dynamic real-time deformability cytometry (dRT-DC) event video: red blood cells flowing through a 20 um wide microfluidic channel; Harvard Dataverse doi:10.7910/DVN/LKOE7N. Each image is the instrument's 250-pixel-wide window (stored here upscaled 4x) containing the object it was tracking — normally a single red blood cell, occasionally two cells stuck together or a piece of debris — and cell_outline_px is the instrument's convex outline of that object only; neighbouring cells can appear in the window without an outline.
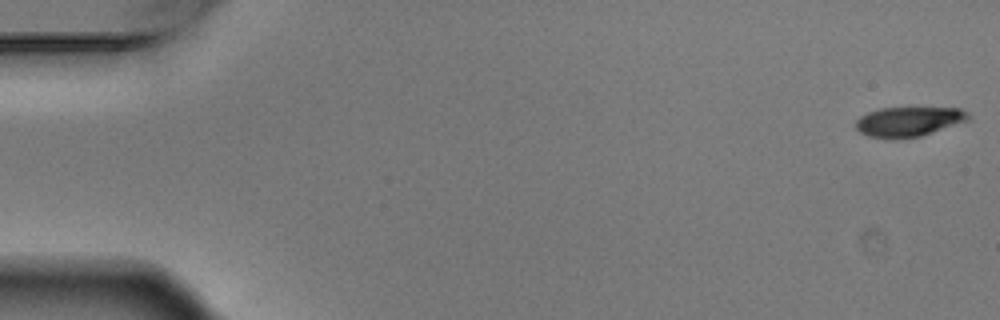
{"species": "Egyptian fruit bat (a non-hibernating species)", "species_latin": "Rousettus aegyptiacus", "temperature_condition": "warm", "stored_images_in_passage": 4, "camera_frame_rate_fps": 3000, "um_per_image_px": 0.085, "animal": {"sex": "male"}, "frame": {"image": 1, "passage_image": 1, "time_ms": 0.0, "image_size_px": [1000, 320], "cell_outline_px": [[972, 116], [968, 120], [920, 136], [892, 140], [868, 136], [860, 132], [856, 128], [856, 120], [860, 116], [868, 112], [880, 108], [960, 108], [968, 112]], "centroid_in_image_um": [77.22, 10.34], "position_along_channel_um": 7.8, "area_um2": 19.54}}